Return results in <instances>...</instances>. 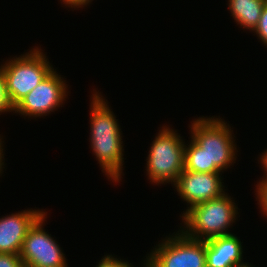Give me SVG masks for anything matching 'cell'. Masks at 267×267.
<instances>
[{"mask_svg":"<svg viewBox=\"0 0 267 267\" xmlns=\"http://www.w3.org/2000/svg\"><path fill=\"white\" fill-rule=\"evenodd\" d=\"M221 118L199 117L191 124V142L184 149V170L220 173L235 163L231 127ZM234 161V162H233Z\"/></svg>","mask_w":267,"mask_h":267,"instance_id":"1","label":"cell"},{"mask_svg":"<svg viewBox=\"0 0 267 267\" xmlns=\"http://www.w3.org/2000/svg\"><path fill=\"white\" fill-rule=\"evenodd\" d=\"M98 92L91 96L90 141L93 154L108 180L119 182L123 168V141L121 129L113 111Z\"/></svg>","mask_w":267,"mask_h":267,"instance_id":"2","label":"cell"},{"mask_svg":"<svg viewBox=\"0 0 267 267\" xmlns=\"http://www.w3.org/2000/svg\"><path fill=\"white\" fill-rule=\"evenodd\" d=\"M231 199L224 193L221 197L189 208L182 214V222L186 226L181 231L190 238L202 241L232 234L228 228L237 218L238 207Z\"/></svg>","mask_w":267,"mask_h":267,"instance_id":"3","label":"cell"},{"mask_svg":"<svg viewBox=\"0 0 267 267\" xmlns=\"http://www.w3.org/2000/svg\"><path fill=\"white\" fill-rule=\"evenodd\" d=\"M173 129L163 126L151 143L147 157V175L152 183L175 185L184 170L185 142Z\"/></svg>","mask_w":267,"mask_h":267,"instance_id":"4","label":"cell"},{"mask_svg":"<svg viewBox=\"0 0 267 267\" xmlns=\"http://www.w3.org/2000/svg\"><path fill=\"white\" fill-rule=\"evenodd\" d=\"M35 48L20 57L6 61L2 65L6 77L7 92L13 106L54 70L50 62L47 61L46 54L41 52L40 48Z\"/></svg>","mask_w":267,"mask_h":267,"instance_id":"5","label":"cell"},{"mask_svg":"<svg viewBox=\"0 0 267 267\" xmlns=\"http://www.w3.org/2000/svg\"><path fill=\"white\" fill-rule=\"evenodd\" d=\"M162 241L143 267H206V241L190 238L181 230Z\"/></svg>","mask_w":267,"mask_h":267,"instance_id":"6","label":"cell"},{"mask_svg":"<svg viewBox=\"0 0 267 267\" xmlns=\"http://www.w3.org/2000/svg\"><path fill=\"white\" fill-rule=\"evenodd\" d=\"M47 214H42L28 229L20 258L24 267H67L65 254L44 230Z\"/></svg>","mask_w":267,"mask_h":267,"instance_id":"7","label":"cell"},{"mask_svg":"<svg viewBox=\"0 0 267 267\" xmlns=\"http://www.w3.org/2000/svg\"><path fill=\"white\" fill-rule=\"evenodd\" d=\"M66 85L63 77L61 79L57 71L53 70L14 106L15 113L36 118L54 112L67 97Z\"/></svg>","mask_w":267,"mask_h":267,"instance_id":"8","label":"cell"},{"mask_svg":"<svg viewBox=\"0 0 267 267\" xmlns=\"http://www.w3.org/2000/svg\"><path fill=\"white\" fill-rule=\"evenodd\" d=\"M220 174L182 171L174 186L180 198L190 205L186 211L197 204L221 197L225 193Z\"/></svg>","mask_w":267,"mask_h":267,"instance_id":"9","label":"cell"},{"mask_svg":"<svg viewBox=\"0 0 267 267\" xmlns=\"http://www.w3.org/2000/svg\"><path fill=\"white\" fill-rule=\"evenodd\" d=\"M44 213L29 209L0 218V253L19 255L28 229Z\"/></svg>","mask_w":267,"mask_h":267,"instance_id":"10","label":"cell"},{"mask_svg":"<svg viewBox=\"0 0 267 267\" xmlns=\"http://www.w3.org/2000/svg\"><path fill=\"white\" fill-rule=\"evenodd\" d=\"M240 239L233 234L206 241V267H235L243 264Z\"/></svg>","mask_w":267,"mask_h":267,"instance_id":"11","label":"cell"},{"mask_svg":"<svg viewBox=\"0 0 267 267\" xmlns=\"http://www.w3.org/2000/svg\"><path fill=\"white\" fill-rule=\"evenodd\" d=\"M231 16L241 28L253 32L267 0H228Z\"/></svg>","mask_w":267,"mask_h":267,"instance_id":"12","label":"cell"},{"mask_svg":"<svg viewBox=\"0 0 267 267\" xmlns=\"http://www.w3.org/2000/svg\"><path fill=\"white\" fill-rule=\"evenodd\" d=\"M14 106L11 103L10 97L7 92L6 77L4 74L3 66H0V113L13 112Z\"/></svg>","mask_w":267,"mask_h":267,"instance_id":"13","label":"cell"},{"mask_svg":"<svg viewBox=\"0 0 267 267\" xmlns=\"http://www.w3.org/2000/svg\"><path fill=\"white\" fill-rule=\"evenodd\" d=\"M258 38L263 42L264 46L267 47V3L263 7L259 23L253 30Z\"/></svg>","mask_w":267,"mask_h":267,"instance_id":"14","label":"cell"},{"mask_svg":"<svg viewBox=\"0 0 267 267\" xmlns=\"http://www.w3.org/2000/svg\"><path fill=\"white\" fill-rule=\"evenodd\" d=\"M256 199L258 198V204L261 207V212L264 216H267V180H261L256 187Z\"/></svg>","mask_w":267,"mask_h":267,"instance_id":"15","label":"cell"},{"mask_svg":"<svg viewBox=\"0 0 267 267\" xmlns=\"http://www.w3.org/2000/svg\"><path fill=\"white\" fill-rule=\"evenodd\" d=\"M102 258L96 267H133L128 261L119 260L112 255H105Z\"/></svg>","mask_w":267,"mask_h":267,"instance_id":"16","label":"cell"},{"mask_svg":"<svg viewBox=\"0 0 267 267\" xmlns=\"http://www.w3.org/2000/svg\"><path fill=\"white\" fill-rule=\"evenodd\" d=\"M0 267H24L19 255L0 253Z\"/></svg>","mask_w":267,"mask_h":267,"instance_id":"17","label":"cell"},{"mask_svg":"<svg viewBox=\"0 0 267 267\" xmlns=\"http://www.w3.org/2000/svg\"><path fill=\"white\" fill-rule=\"evenodd\" d=\"M63 2V4H65V6L67 5L68 7L71 6V8H80V7H84L85 5L89 4L90 2H92V0H60Z\"/></svg>","mask_w":267,"mask_h":267,"instance_id":"18","label":"cell"},{"mask_svg":"<svg viewBox=\"0 0 267 267\" xmlns=\"http://www.w3.org/2000/svg\"><path fill=\"white\" fill-rule=\"evenodd\" d=\"M260 162H261V166H263L262 167V169L263 170H265V174L266 175H263V179L262 180H267V149H266V151H264L263 153H262V156L260 155ZM266 176V177H265Z\"/></svg>","mask_w":267,"mask_h":267,"instance_id":"19","label":"cell"},{"mask_svg":"<svg viewBox=\"0 0 267 267\" xmlns=\"http://www.w3.org/2000/svg\"><path fill=\"white\" fill-rule=\"evenodd\" d=\"M2 138H1V136H0V173H2V168H4V167H2L3 165H4V160L2 159V158H4V154H3V145H2V140H1Z\"/></svg>","mask_w":267,"mask_h":267,"instance_id":"20","label":"cell"},{"mask_svg":"<svg viewBox=\"0 0 267 267\" xmlns=\"http://www.w3.org/2000/svg\"><path fill=\"white\" fill-rule=\"evenodd\" d=\"M235 267H253V266H251V264L249 265V263L247 262L240 265H236Z\"/></svg>","mask_w":267,"mask_h":267,"instance_id":"21","label":"cell"}]
</instances>
